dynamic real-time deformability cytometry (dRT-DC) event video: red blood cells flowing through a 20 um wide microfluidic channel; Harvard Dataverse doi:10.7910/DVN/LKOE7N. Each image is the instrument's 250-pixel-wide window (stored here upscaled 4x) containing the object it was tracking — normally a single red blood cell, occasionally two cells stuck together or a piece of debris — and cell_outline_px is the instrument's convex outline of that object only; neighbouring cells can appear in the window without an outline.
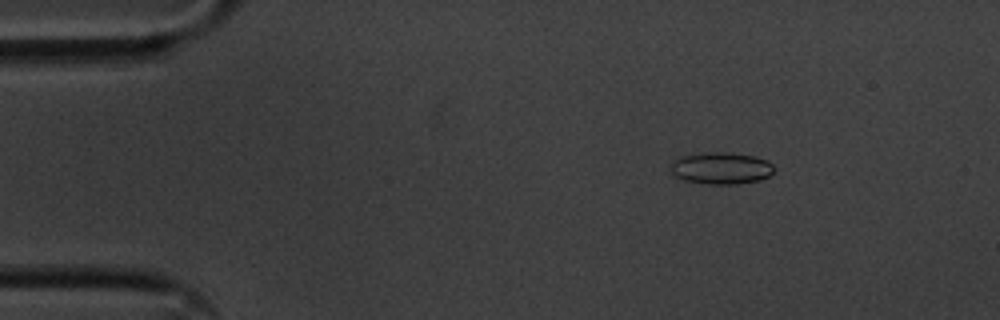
{"species": "common noctule bat (a hibernating species)", "species_latin": "Nyctalus noctula", "temperature_condition": "cold", "stored_images_in_passage": 53, "camera_frame_rate_fps": 3000, "um_per_image_px": 0.085, "animal": {"sex": "male", "body_mass_g": 20.1, "forearm_length_mm": 53.5}, "frame": {"image": 1, "passage_image": 6, "time_ms": 1.667, "image_size_px": [1000, 320], "cell_outline_px": [[772, 172], [768, 176], [760, 180], [736, 184], [708, 184], [684, 180], [676, 176], [672, 172], [672, 160], [684, 156], [704, 152], [728, 152], [756, 156], [768, 160], [772, 164]], "centroid_in_image_um": [61.31, 14.29], "position_along_channel_um": 23.7, "area_um2": 19.13}}
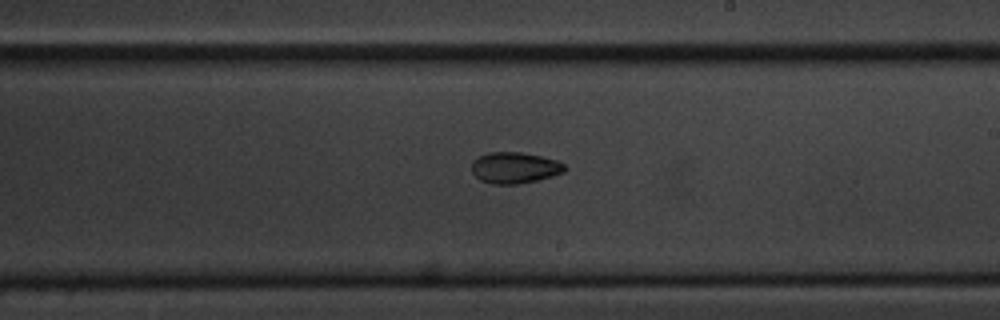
{"frame": {"image": 2, "passage_image": 30, "time_ms": 9.667, "image_size_px": [1000, 320], "cell_outline_px": [[568, 168], [564, 172], [552, 176], [536, 180], [516, 184], [492, 184], [480, 180], [472, 172], [472, 160], [488, 152], [520, 152], [540, 156], [556, 160], [564, 164]], "centroid_in_image_um": [43.74, 14.26], "position_along_channel_um": 245.3, "area_um2": 16.88}}
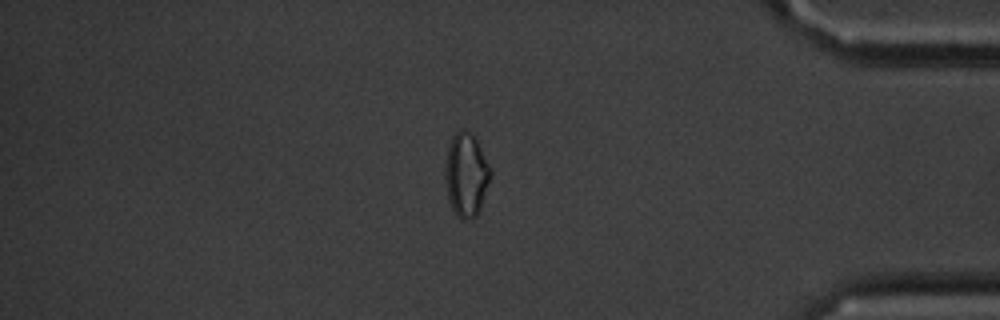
{"frame": {"image": 3, "passage_image": 45, "time_ms": 14.667, "image_size_px": [1000, 320], "cell_outline_px": [[492, 176], [480, 208], [476, 216], [472, 220], [464, 220], [456, 216], [452, 208], [448, 196], [444, 176], [444, 168], [448, 144], [452, 136], [460, 128], [464, 128], [476, 140], [492, 172]], "centroid_in_image_um": [39.61, 14.87], "position_along_channel_um": 395.6, "area_um2": 22.2}, "authors_computed_cell_mechanics": {"area_um2": 18.3804, "velocity_mm_per_s": 3.6036, "shape_relaxation_time_tau1_ms": 5.3058, "shape_relaxation_time_tau2_ms": null, "deformation_change_tau1": 0.1331, "deformation_change_tau2": null}}